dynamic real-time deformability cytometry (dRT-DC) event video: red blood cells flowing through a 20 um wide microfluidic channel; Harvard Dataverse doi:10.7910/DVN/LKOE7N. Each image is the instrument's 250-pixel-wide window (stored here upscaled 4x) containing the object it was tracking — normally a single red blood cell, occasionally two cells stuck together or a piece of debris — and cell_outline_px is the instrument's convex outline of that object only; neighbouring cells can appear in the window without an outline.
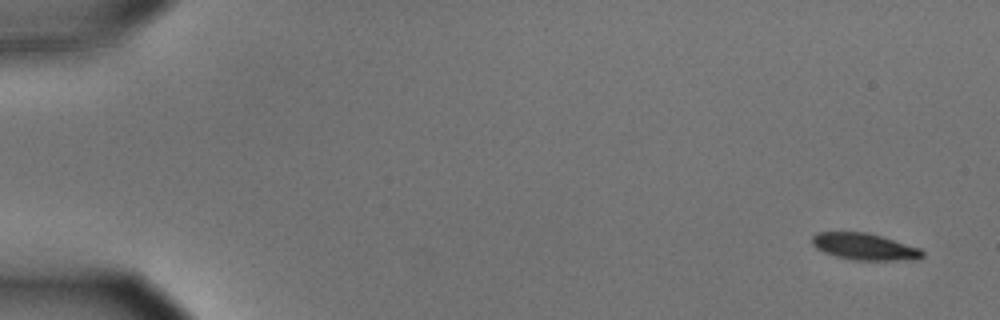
{"species": "common noctule bat (a hibernating species)", "species_latin": "Nyctalus noctula", "temperature_condition": "cold", "stored_images_in_passage": 55, "camera_frame_rate_fps": 3000, "um_per_image_px": 0.085, "animal": {"sex": "male", "body_mass_g": 15.6}, "frame": {"image": 1, "passage_image": 1, "time_ms": 0.0, "image_size_px": [1000, 320], "cell_outline_px": [[924, 256], [920, 260], [856, 260], [836, 256], [824, 252], [816, 248], [812, 244], [812, 236], [816, 232], [868, 232], [920, 248], [924, 252]], "centroid_in_image_um": [73.51, 20.97], "position_along_channel_um": 11.5, "area_um2": 17.22}}
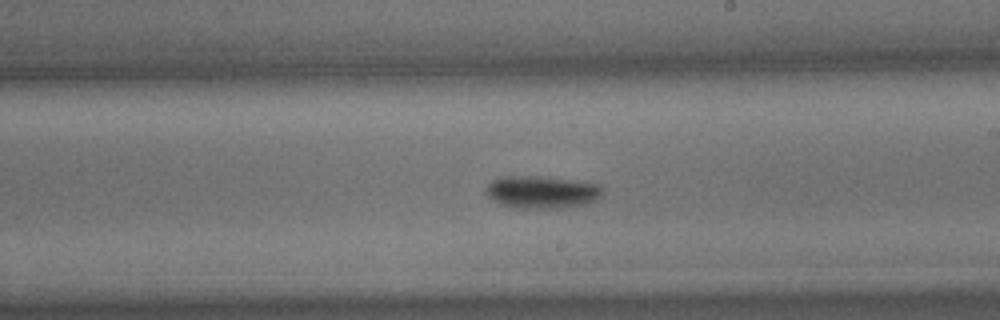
{"frame": {"image": 2, "passage_image": 32, "time_ms": 10.333, "image_size_px": [1000, 320], "cell_outline_px": [[604, 188], [600, 196], [596, 200], [588, 204], [564, 208], [512, 208], [500, 204], [492, 200], [484, 192], [484, 188], [492, 180], [504, 176], [540, 176], [600, 184]], "centroid_in_image_um": [46.04, 16.34], "position_along_channel_um": 243.0, "area_um2": 22.43}}
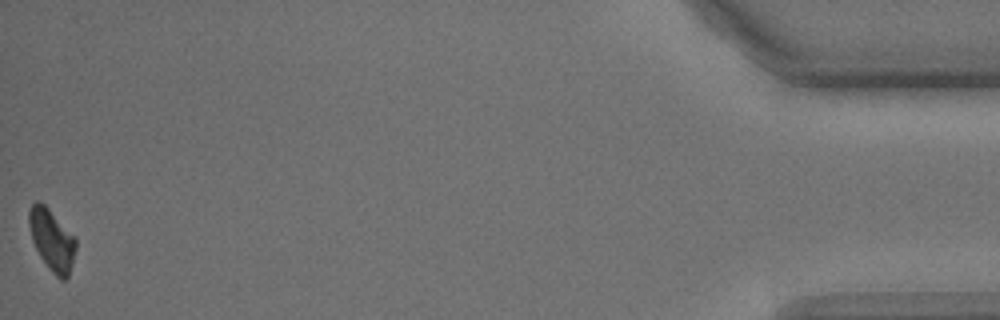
{"frame": {"image": 3, "passage_image": 55, "time_ms": 18.0, "image_size_px": [1000, 320], "cell_outline_px": [[76, 248], [72, 264], [68, 276], [64, 280], [60, 280], [48, 268], [40, 256], [32, 240], [28, 224], [28, 208], [36, 200], [40, 200], [48, 208], [76, 240]], "centroid_in_image_um": [4.37, 20.38], "position_along_channel_um": 430.8, "area_um2": 16.59}, "authors_computed_cell_mechanics": {"area_um2": 18.9584, "velocity_mm_per_s": 3.5876, "shape_relaxation_time_tau1_ms": 1.9962, "shape_relaxation_time_tau2_ms": null, "deformation_change_tau1": 0.0941, "deformation_change_tau2": null}}